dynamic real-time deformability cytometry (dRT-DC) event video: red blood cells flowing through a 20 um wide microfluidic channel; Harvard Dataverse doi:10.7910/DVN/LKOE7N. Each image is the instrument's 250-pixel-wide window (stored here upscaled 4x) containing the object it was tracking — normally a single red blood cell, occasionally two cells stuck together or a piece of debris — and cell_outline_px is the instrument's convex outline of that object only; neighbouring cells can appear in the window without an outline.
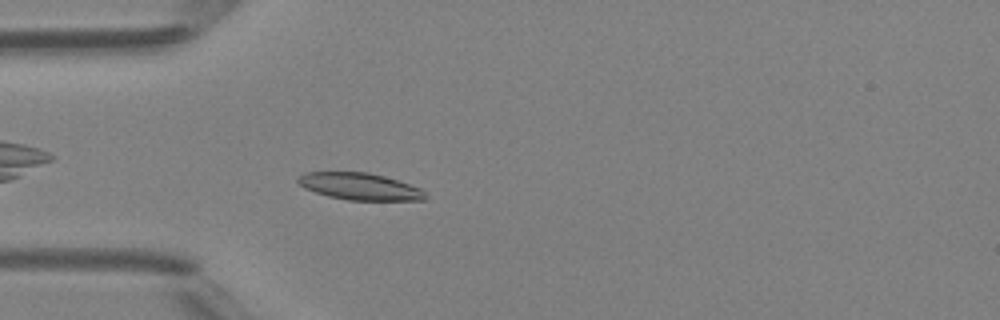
{"species": "Egyptian fruit bat (a non-hibernating species)", "species_latin": "Rousettus aegyptiacus", "temperature_condition": "room temperature", "stored_images_in_passage": 38, "camera_frame_rate_fps": 3000, "um_per_image_px": 0.085, "animal": {"sex": "female"}, "frame": {"image": 1, "passage_image": 4, "time_ms": 1.0, "image_size_px": [1000, 320], "cell_outline_px": [[428, 196], [424, 200], [348, 200], [328, 196], [304, 188], [296, 180], [304, 172], [368, 172], [384, 176], [420, 188]], "centroid_in_image_um": [30.57, 15.85], "position_along_channel_um": 54.4, "area_um2": 19.83}}
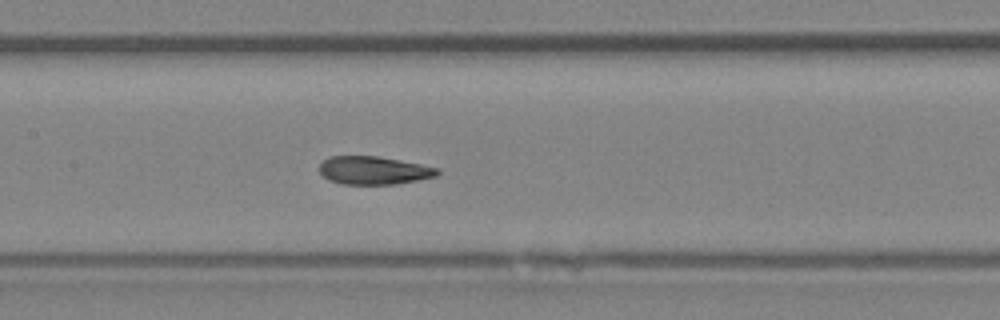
{"frame": {"image": 2, "passage_image": 13, "time_ms": 4.0, "image_size_px": [1000, 320], "cell_outline_px": [[440, 172], [436, 176], [396, 184], [340, 184], [328, 180], [320, 172], [320, 164], [328, 156], [376, 156], [400, 160], [440, 168]], "centroid_in_image_um": [31.76, 14.48], "position_along_channel_um": 175.6, "area_um2": 19.31}}
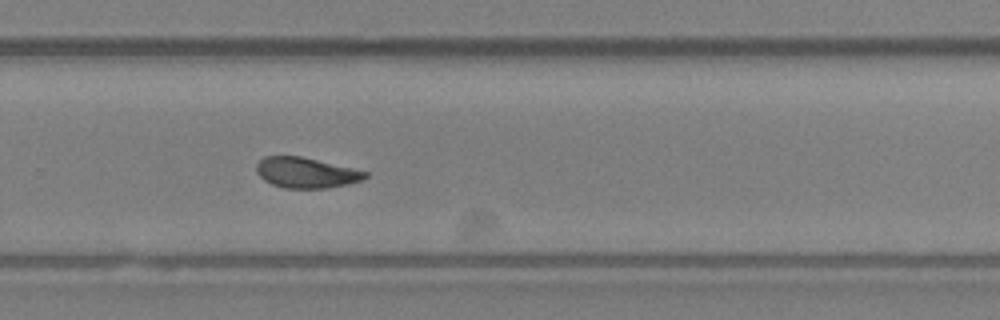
{"frame": {"image": 3, "passage_image": 22, "time_ms": 7.0, "image_size_px": [1000, 320], "cell_outline_px": [[368, 176], [364, 180], [324, 188], [284, 188], [272, 184], [264, 180], [256, 172], [256, 164], [264, 156], [300, 156], [352, 168], [368, 172]], "centroid_in_image_um": [25.99, 14.67], "position_along_channel_um": 303.8, "area_um2": 19.13}, "authors_computed_cell_mechanics": {"area_um2": 19.7965, "velocity_mm_per_s": 4.2821, "shape_relaxation_time_tau1_ms": 7.7419, "shape_relaxation_time_tau2_ms": 1.4619, "deformation_change_tau1": 0.1763, "deformation_change_tau2": 0.0673}}